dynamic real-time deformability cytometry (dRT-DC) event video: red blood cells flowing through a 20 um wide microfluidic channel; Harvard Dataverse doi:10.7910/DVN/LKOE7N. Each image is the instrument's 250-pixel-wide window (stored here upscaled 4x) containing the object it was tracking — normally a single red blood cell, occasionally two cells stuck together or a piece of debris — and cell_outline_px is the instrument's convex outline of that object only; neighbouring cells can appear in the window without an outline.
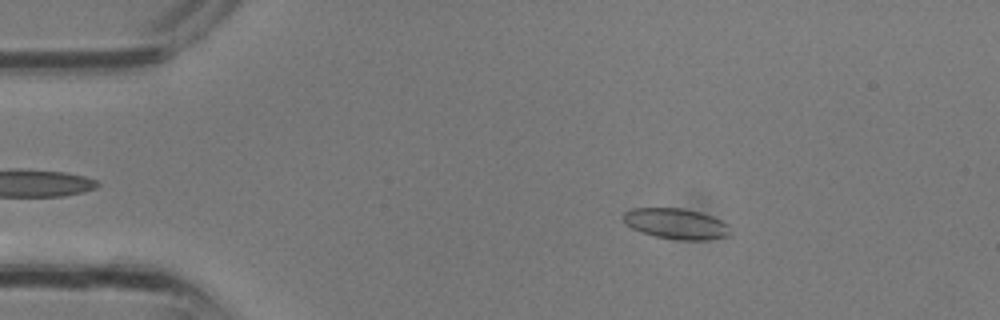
{"species": "common noctule bat (a hibernating species)", "species_latin": "Nyctalus noctula", "temperature_condition": "room temperature", "stored_images_in_passage": 32, "camera_frame_rate_fps": 3000, "um_per_image_px": 0.085, "animal": {"sex": "male", "body_mass_g": 13.3}, "frame": {"image": 1, "passage_image": 5, "time_ms": 1.333, "image_size_px": [1000, 320], "cell_outline_px": [[732, 232], [728, 236], [704, 240], [676, 240], [656, 236], [640, 232], [632, 228], [620, 216], [624, 212], [632, 208], [684, 208], [700, 212], [712, 216], [728, 224]], "centroid_in_image_um": [57.47, 19.01], "position_along_channel_um": 27.5, "area_um2": 19.25}}
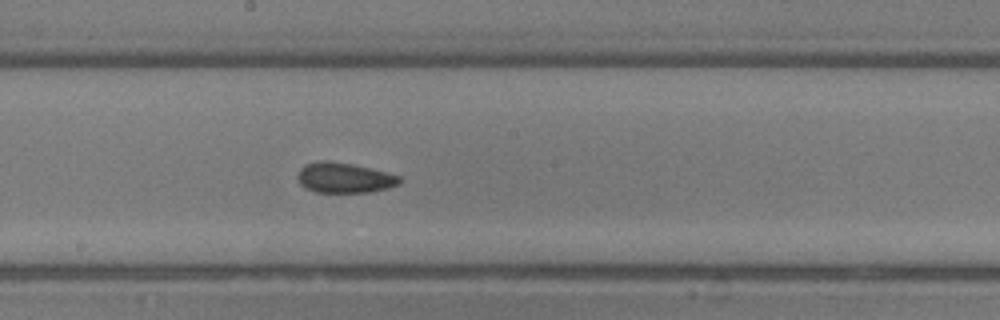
{"frame": {"image": 2, "passage_image": 17, "time_ms": 5.333, "image_size_px": [1000, 320], "cell_outline_px": [[404, 180], [400, 184], [388, 188], [368, 192], [316, 192], [300, 184], [296, 176], [300, 168], [304, 164], [320, 160], [328, 160], [352, 164], [400, 176]], "centroid_in_image_um": [29.26, 15.1], "position_along_channel_um": 218.9, "area_um2": 17.98}}
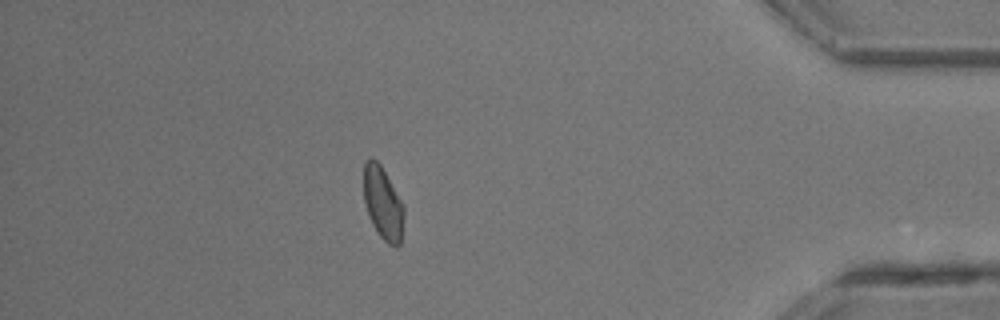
{"frame": {"image": 3, "passage_image": 28, "time_ms": 9.0, "image_size_px": [1000, 320], "cell_outline_px": [[404, 216], [400, 244], [396, 248], [388, 244], [380, 236], [372, 224], [368, 216], [364, 200], [364, 164], [372, 156], [380, 164], [404, 204]], "centroid_in_image_um": [32.56, 17.29], "position_along_channel_um": 402.6, "area_um2": 17.11}}